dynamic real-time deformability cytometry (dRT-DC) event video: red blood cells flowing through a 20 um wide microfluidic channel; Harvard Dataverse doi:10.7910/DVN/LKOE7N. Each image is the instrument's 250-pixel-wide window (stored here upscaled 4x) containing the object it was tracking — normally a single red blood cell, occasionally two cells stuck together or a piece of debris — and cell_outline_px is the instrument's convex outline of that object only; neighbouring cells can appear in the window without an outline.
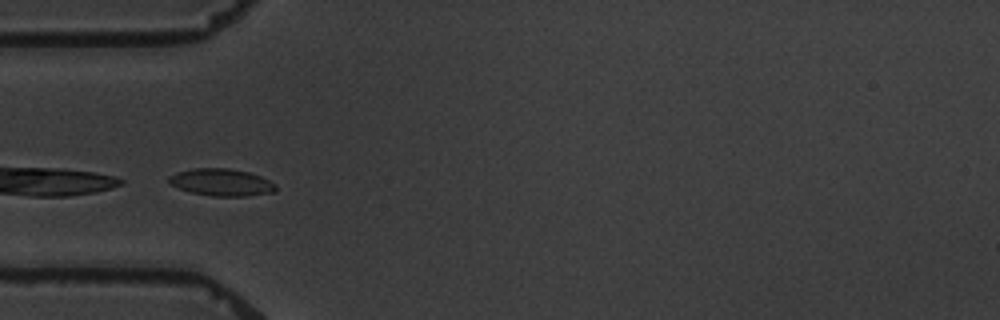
{"species": "common noctule bat (a hibernating species)", "species_latin": "Nyctalus noctula", "temperature_condition": "warm", "stored_images_in_passage": 5, "camera_frame_rate_fps": 3000, "um_per_image_px": 0.085, "animal": {"sex": "male", "body_mass_g": 19.5, "forearm_length_mm": 54.6}, "frame": {"image": 1, "passage_image": 4, "time_ms": 3.333, "image_size_px": [1000, 320], "cell_outline_px": [[276, 192], [248, 196], [212, 196], [192, 192], [168, 184], [168, 176], [176, 172], [192, 168], [228, 168], [248, 172], [260, 176], [276, 184]], "centroid_in_image_um": [18.81, 15.49], "position_along_channel_um": 66.2, "area_um2": 16.99}}
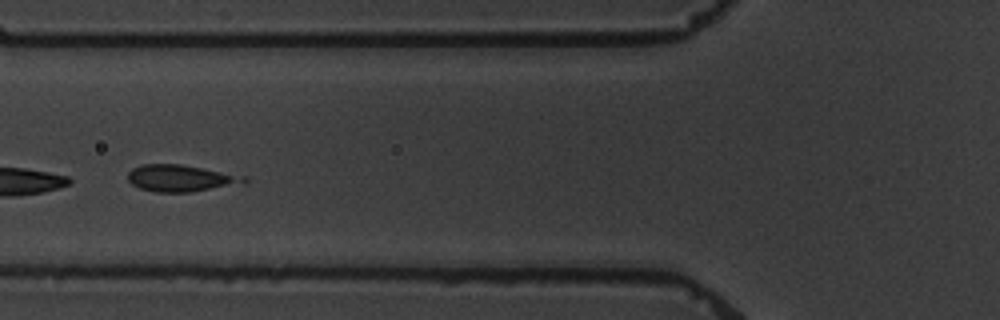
{"frame": {"image": 2, "passage_image": 5, "time_ms": 4.667, "image_size_px": [1000, 320], "cell_outline_px": [[248, 180], [244, 184], [192, 192], [156, 192], [140, 188], [132, 184], [128, 180], [128, 172], [132, 168], [140, 164], [180, 164], [248, 176]], "centroid_in_image_um": [15.41, 15.15], "position_along_channel_um": 110.4, "area_um2": 18.38}}